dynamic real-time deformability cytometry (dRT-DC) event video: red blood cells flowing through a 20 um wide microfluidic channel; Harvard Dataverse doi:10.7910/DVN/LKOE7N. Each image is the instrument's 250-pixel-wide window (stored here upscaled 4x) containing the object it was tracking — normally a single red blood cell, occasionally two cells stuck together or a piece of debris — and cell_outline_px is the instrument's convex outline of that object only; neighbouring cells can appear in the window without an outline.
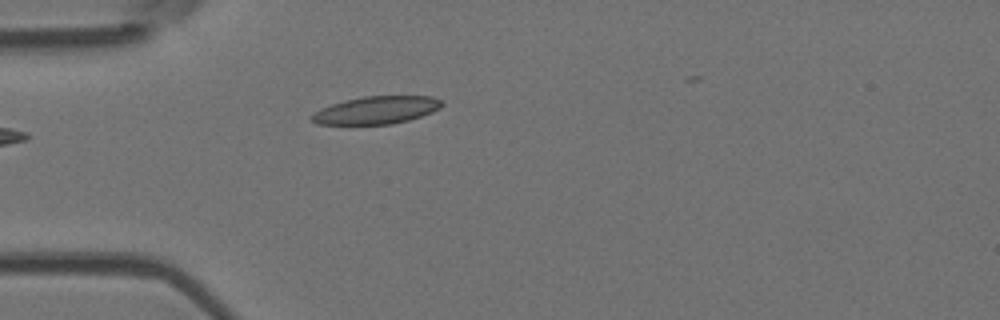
{"species": "Egyptian fruit bat (a non-hibernating species)", "species_latin": "Rousettus aegyptiacus", "temperature_condition": "room temperature", "stored_images_in_passage": 1, "camera_frame_rate_fps": 3000, "um_per_image_px": 0.085, "animal": {"sex": "female"}, "frame": {"image": 1, "passage_image": 1, "time_ms": 0.0, "image_size_px": [1000, 320], "cell_outline_px": [[444, 104], [440, 108], [432, 112], [408, 120], [392, 124], [316, 124], [312, 120], [312, 116], [320, 108], [344, 100], [364, 96], [432, 96], [440, 100]], "centroid_in_image_um": [32.01, 9.35], "position_along_channel_um": 53.0, "area_um2": 20.81}}